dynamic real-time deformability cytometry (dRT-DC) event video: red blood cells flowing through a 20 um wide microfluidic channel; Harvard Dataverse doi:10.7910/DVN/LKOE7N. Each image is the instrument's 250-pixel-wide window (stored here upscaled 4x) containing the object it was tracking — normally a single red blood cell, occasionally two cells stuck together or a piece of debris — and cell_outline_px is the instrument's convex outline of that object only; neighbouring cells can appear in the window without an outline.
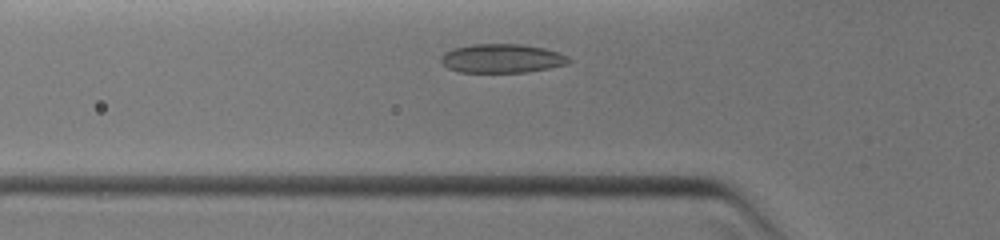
{"species": "common noctule bat (a hibernating species)", "species_latin": "Nyctalus noctula", "temperature_condition": "warm", "stored_images_in_passage": 5, "camera_frame_rate_fps": 3000, "um_per_image_px": 0.085, "animal": {"sex": "female", "body_mass_g": 19.0, "forearm_length_mm": 51.5}, "frame": {"image": 1, "passage_image": 3, "time_ms": 0.667, "image_size_px": [1000, 240], "cell_outline_px": [[572, 60], [568, 64], [548, 68], [524, 72], [460, 72], [448, 68], [440, 60], [440, 56], [444, 52], [452, 48], [472, 44], [524, 44], [544, 48], [568, 56]], "centroid_in_image_um": [42.64, 4.96], "position_along_channel_um": 83.2, "area_um2": 21.56}}
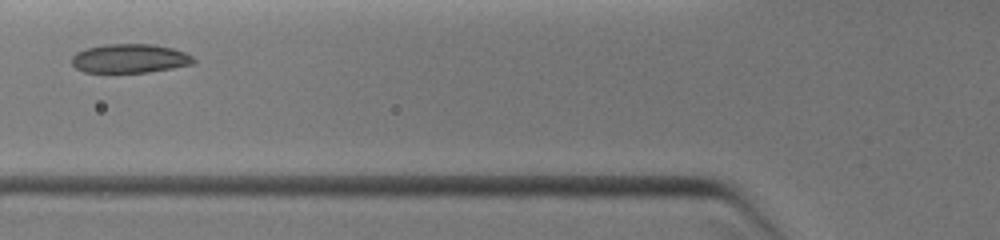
{"frame": {"image": 2, "passage_image": 4, "time_ms": 1.333, "image_size_px": [1000, 240], "cell_outline_px": [[196, 64], [148, 72], [84, 72], [76, 68], [72, 64], [72, 56], [76, 52], [88, 48], [104, 44], [152, 44], [172, 48], [184, 52], [192, 56], [196, 60]], "centroid_in_image_um": [11.06, 4.97], "position_along_channel_um": 114.7, "area_um2": 20.58}}